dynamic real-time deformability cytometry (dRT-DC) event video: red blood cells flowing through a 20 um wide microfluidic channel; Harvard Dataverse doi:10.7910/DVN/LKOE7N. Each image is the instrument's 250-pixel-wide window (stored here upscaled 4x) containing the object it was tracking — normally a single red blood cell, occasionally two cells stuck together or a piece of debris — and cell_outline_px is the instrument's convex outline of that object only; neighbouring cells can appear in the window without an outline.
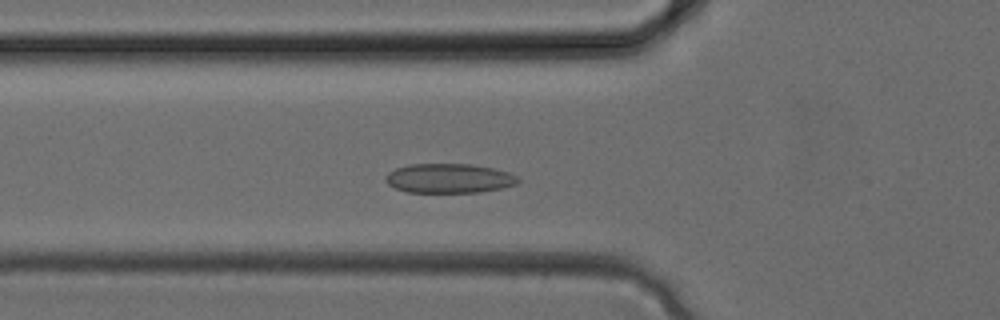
{"species": "common noctule bat (a hibernating species)", "species_latin": "Nyctalus noctula", "temperature_condition": "cold", "stored_images_in_passage": 30, "camera_frame_rate_fps": 3000, "um_per_image_px": 0.085, "animal": {"sex": "female", "body_mass_g": 24.6, "forearm_length_mm": 56.2}, "frame": {"image": 1, "passage_image": 8, "time_ms": 2.333, "image_size_px": [1000, 320], "cell_outline_px": [[520, 180], [516, 184], [500, 188], [480, 192], [408, 192], [396, 188], [388, 184], [384, 180], [388, 172], [396, 168], [408, 164], [472, 164], [492, 168], [508, 172], [520, 176]], "centroid_in_image_um": [38.17, 15.15], "position_along_channel_um": 87.6, "area_um2": 22.72}}
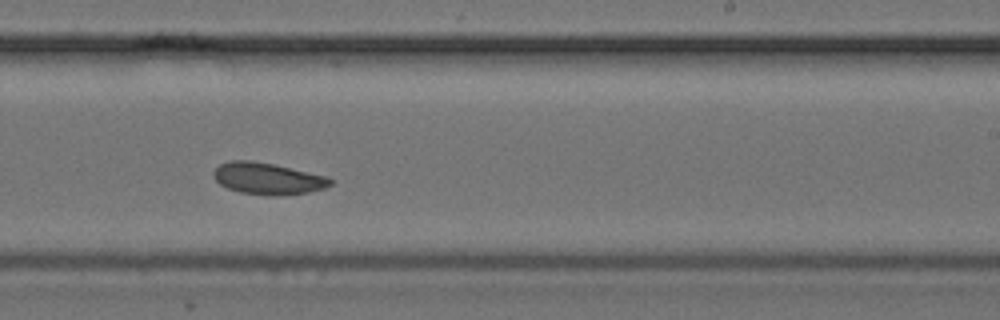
{"frame": {"image": 2, "passage_image": 17, "time_ms": 5.333, "image_size_px": [1000, 320], "cell_outline_px": [[332, 184], [324, 188], [308, 192], [268, 196], [240, 192], [228, 188], [220, 184], [216, 180], [212, 172], [220, 164], [232, 160], [252, 160], [272, 164], [328, 176], [332, 180]], "centroid_in_image_um": [22.75, 15.17], "position_along_channel_um": 266.3, "area_um2": 21.39}}
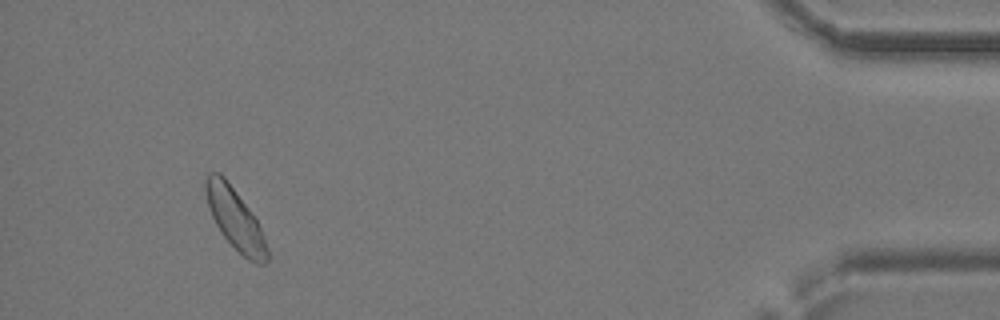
{"frame": {"image": 3, "passage_image": 28, "time_ms": 9.0, "image_size_px": [1000, 320], "cell_outline_px": [[268, 260], [264, 264], [256, 264], [248, 260], [220, 232], [212, 216], [204, 192], [204, 180], [208, 172], [220, 172], [224, 176], [248, 208], [256, 220], [260, 228], [268, 248]], "centroid_in_image_um": [19.96, 18.59], "position_along_channel_um": 415.2, "area_um2": 21.56}}